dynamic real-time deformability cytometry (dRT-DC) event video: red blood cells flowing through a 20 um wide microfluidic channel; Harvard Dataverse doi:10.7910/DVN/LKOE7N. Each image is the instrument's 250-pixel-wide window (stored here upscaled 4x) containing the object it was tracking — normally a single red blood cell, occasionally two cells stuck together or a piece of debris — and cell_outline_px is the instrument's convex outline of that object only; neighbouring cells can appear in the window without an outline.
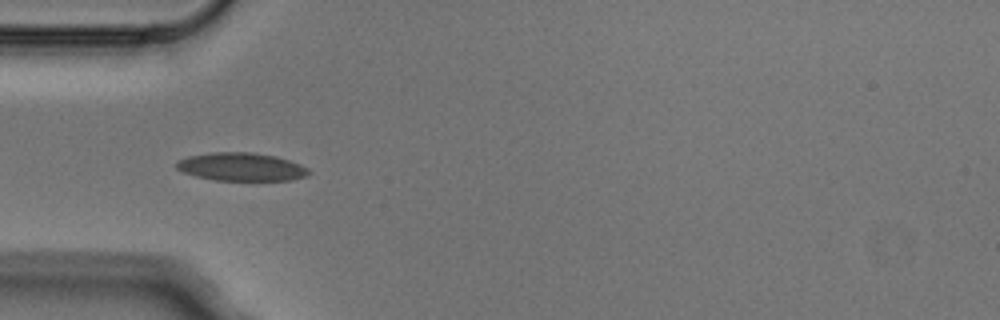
{"species": "Egyptian fruit bat (a non-hibernating species)", "species_latin": "Rousettus aegyptiacus", "temperature_condition": "cold", "stored_images_in_passage": 8, "camera_frame_rate_fps": 3000, "um_per_image_px": 0.085, "animal": {"sex": "male"}, "frame": {"image": 1, "passage_image": 4, "time_ms": 1.0, "image_size_px": [1000, 320], "cell_outline_px": [[312, 172], [308, 176], [292, 180], [216, 180], [196, 176], [184, 172], [176, 168], [176, 160], [188, 156], [212, 152], [252, 152], [276, 156], [300, 164], [308, 168]], "centroid_in_image_um": [20.53, 14.18], "position_along_channel_um": 64.5, "area_um2": 21.79}}
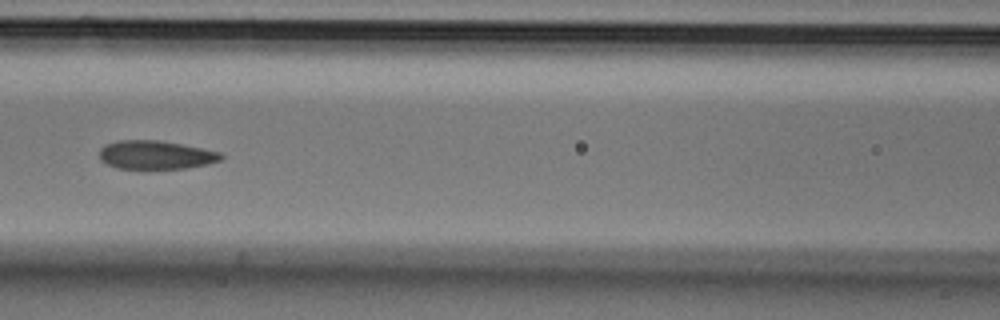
{"frame": {"image": 2, "passage_image": 6, "time_ms": 1.667, "image_size_px": [1000, 320], "cell_outline_px": [[224, 156], [220, 160], [208, 164], [184, 168], [116, 168], [100, 160], [100, 148], [104, 144], [120, 140], [160, 140], [220, 152]], "centroid_in_image_um": [13.21, 13.16], "position_along_channel_um": 153.4, "area_um2": 20.06}}
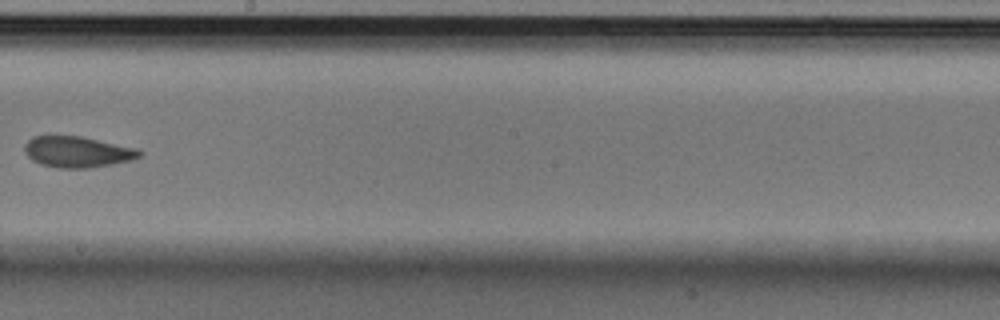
{"frame": {"image": 3, "passage_image": 8, "time_ms": 2.333, "image_size_px": [1000, 320], "cell_outline_px": [[144, 152], [140, 156], [132, 160], [112, 164], [88, 168], [60, 168], [40, 164], [32, 160], [24, 152], [24, 144], [32, 136], [80, 136], [136, 148]], "centroid_in_image_um": [6.56, 12.91], "position_along_channel_um": 241.6, "area_um2": 20.75}}